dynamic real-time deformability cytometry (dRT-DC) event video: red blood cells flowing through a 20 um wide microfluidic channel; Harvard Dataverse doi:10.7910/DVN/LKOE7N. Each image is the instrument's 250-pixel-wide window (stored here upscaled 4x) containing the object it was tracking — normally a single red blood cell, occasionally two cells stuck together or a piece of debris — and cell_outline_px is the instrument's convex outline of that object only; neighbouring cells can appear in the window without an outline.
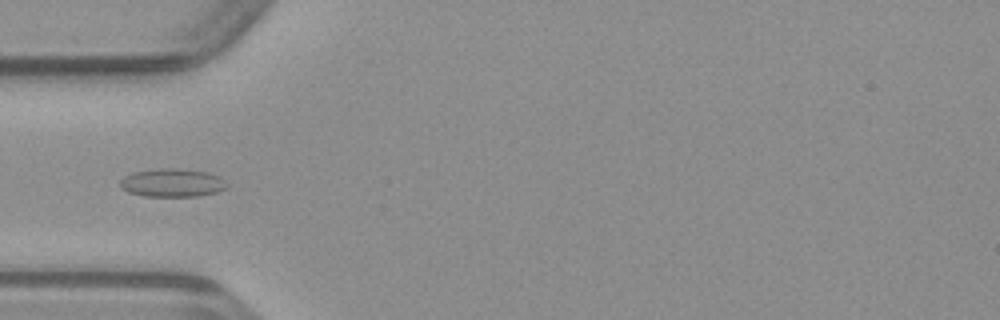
{"species": "common noctule bat (a hibernating species)", "species_latin": "Nyctalus noctula", "temperature_condition": "warm", "stored_images_in_passage": 36, "camera_frame_rate_fps": 3000, "um_per_image_px": 0.085, "animal": {"sex": "male", "body_mass_g": 23.1, "forearm_length_mm": 52.7}, "frame": {"image": 1, "passage_image": 6, "time_ms": 1.667, "image_size_px": [1000, 320], "cell_outline_px": [[228, 188], [216, 192], [200, 196], [144, 196], [128, 192], [120, 188], [120, 180], [124, 176], [132, 172], [160, 168], [176, 168], [208, 172], [220, 176], [228, 184]], "centroid_in_image_um": [14.65, 15.53], "position_along_channel_um": 70.4, "area_um2": 17.8}}
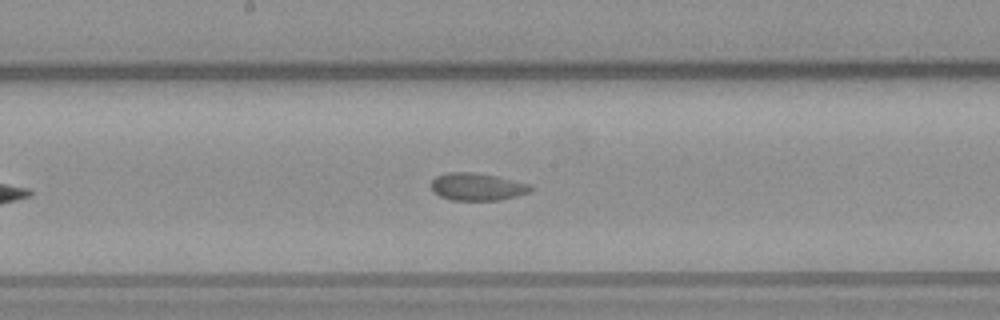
{"frame": {"image": 2, "passage_image": 16, "time_ms": 5.0, "image_size_px": [1000, 320], "cell_outline_px": [[532, 188], [528, 192], [516, 196], [500, 200], [452, 200], [440, 196], [432, 192], [432, 180], [436, 176], [448, 172], [472, 172], [496, 176], [532, 184]], "centroid_in_image_um": [40.55, 15.87], "position_along_channel_um": 207.6, "area_um2": 15.9}}
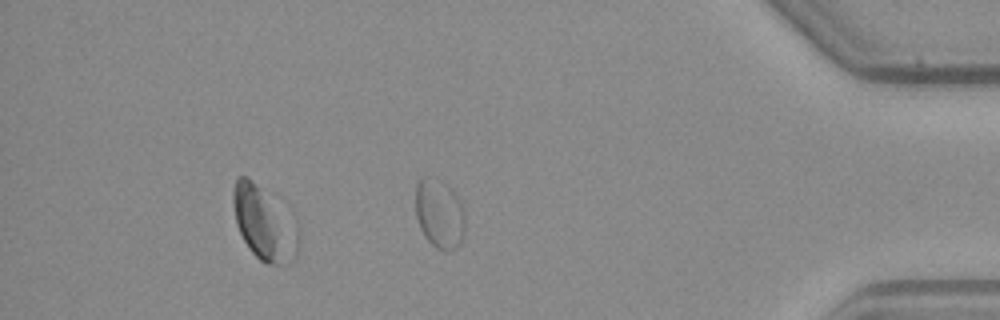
{"frame": {"image": 3, "passage_image": 33, "time_ms": 10.667, "image_size_px": [1000, 320], "cell_outline_px": [[464, 232], [460, 244], [456, 248], [448, 252], [436, 248], [424, 236], [420, 228], [416, 216], [416, 184], [424, 176], [440, 180], [448, 184], [456, 196], [464, 212]], "centroid_in_image_um": [37.35, 18.18], "position_along_channel_um": 397.9, "area_um2": 19.94}}